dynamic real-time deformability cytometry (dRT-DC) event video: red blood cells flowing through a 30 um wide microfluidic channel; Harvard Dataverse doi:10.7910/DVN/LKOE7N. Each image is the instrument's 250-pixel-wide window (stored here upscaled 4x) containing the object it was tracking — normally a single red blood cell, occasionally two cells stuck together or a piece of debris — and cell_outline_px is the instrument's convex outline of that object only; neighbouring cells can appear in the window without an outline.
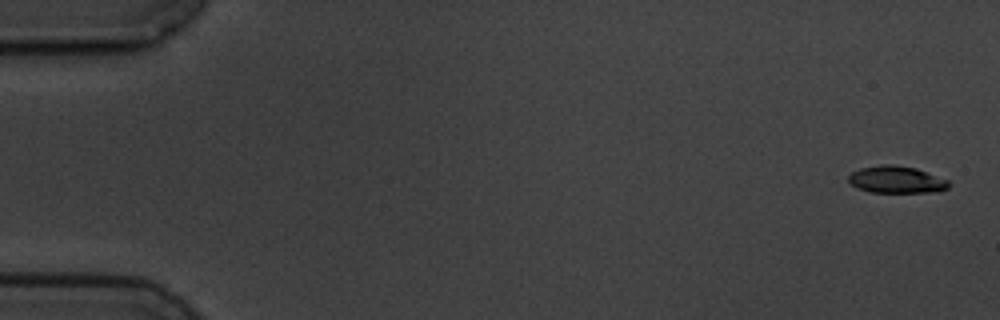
{"species": "common noctule bat (a hibernating species)", "species_latin": "Nyctalus noctula", "temperature_condition": "cold", "stored_images_in_passage": 7, "camera_frame_rate_fps": 3000, "um_per_image_px": 0.085, "animal": {"sex": "male", "body_mass_g": 19.5, "forearm_length_mm": 54.6}, "frame": {"image": 1, "passage_image": 1, "time_ms": 0.0, "image_size_px": [1000, 320], "cell_outline_px": [[948, 188], [928, 192], [868, 192], [856, 188], [848, 180], [848, 176], [852, 172], [860, 168], [884, 164], [892, 164], [916, 168], [948, 180]], "centroid_in_image_um": [76.14, 15.26], "position_along_channel_um": 8.9, "area_um2": 15.66}}
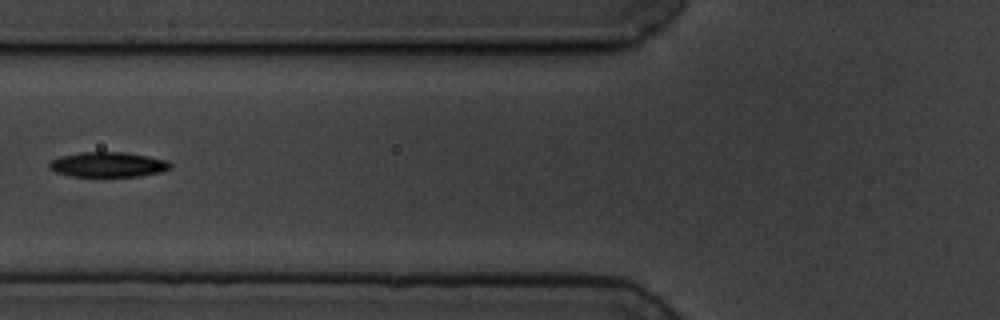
{"frame": {"image": 2, "passage_image": 7, "time_ms": 7.0, "image_size_px": [1000, 320], "cell_outline_px": [[172, 168], [160, 172], [140, 176], [72, 176], [56, 172], [48, 168], [48, 164], [52, 160], [60, 156], [80, 152], [124, 152], [148, 156], [168, 160], [172, 164]], "centroid_in_image_um": [9.2, 13.98], "position_along_channel_um": 116.6, "area_um2": 17.69}}